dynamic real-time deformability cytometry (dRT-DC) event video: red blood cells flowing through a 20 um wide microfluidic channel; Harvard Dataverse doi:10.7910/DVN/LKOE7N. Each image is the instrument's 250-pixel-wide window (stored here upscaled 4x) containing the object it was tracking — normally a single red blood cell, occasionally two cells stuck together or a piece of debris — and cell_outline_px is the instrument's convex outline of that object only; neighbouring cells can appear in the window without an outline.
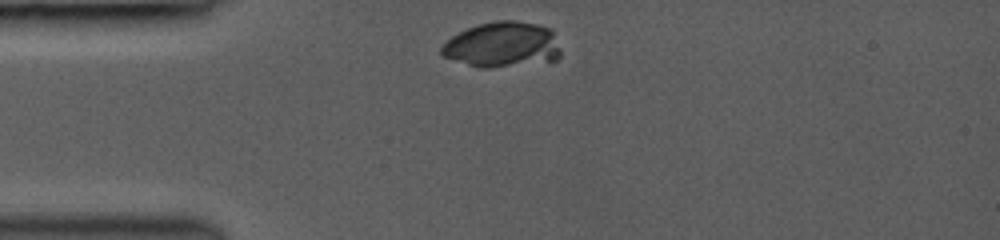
{"species": "common noctule bat (a hibernating species)", "species_latin": "Nyctalus noctula", "temperature_condition": "room temperature", "stored_images_in_passage": 22, "camera_frame_rate_fps": 3000, "um_per_image_px": 0.085, "animal": {"sex": "female", "body_mass_g": 19.0, "forearm_length_mm": 53.3}, "frame": {"image": 1, "passage_image": 1, "time_ms": 0.0, "image_size_px": [1000, 240], "cell_outline_px": [[560, 56], [552, 64], [488, 68], [480, 68], [440, 56], [440, 48], [452, 36], [476, 24], [496, 20], [516, 20], [536, 24], [552, 28], [560, 52]], "centroid_in_image_um": [42.75, 3.83], "position_along_channel_um": 42.2, "area_um2": 32.43}}